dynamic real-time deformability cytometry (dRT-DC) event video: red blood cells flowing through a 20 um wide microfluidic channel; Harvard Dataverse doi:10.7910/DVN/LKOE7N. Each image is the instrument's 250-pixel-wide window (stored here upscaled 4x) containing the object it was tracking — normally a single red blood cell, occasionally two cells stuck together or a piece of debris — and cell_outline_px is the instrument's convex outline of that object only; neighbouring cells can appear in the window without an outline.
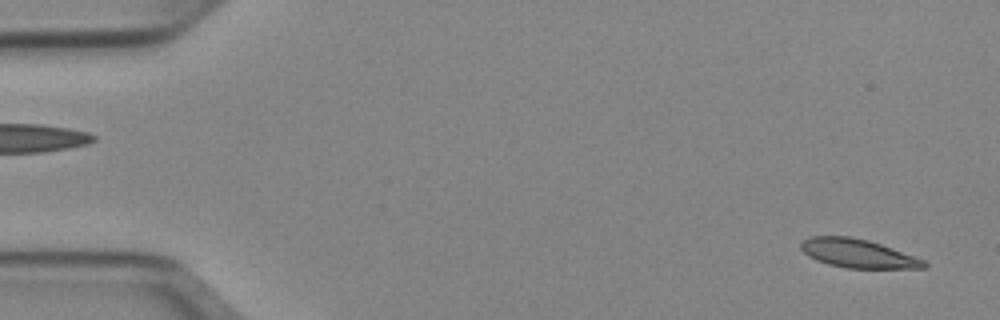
{"species": "Egyptian fruit bat (a non-hibernating species)", "species_latin": "Rousettus aegyptiacus", "temperature_condition": "cold", "stored_images_in_passage": 14, "camera_frame_rate_fps": 3000, "um_per_image_px": 0.085, "animal": {"sex": "female"}, "frame": {"image": 1, "passage_image": 2, "time_ms": 0.333, "image_size_px": [1000, 320], "cell_outline_px": [[928, 268], [848, 268], [828, 264], [816, 260], [808, 256], [800, 248], [800, 244], [808, 236], [852, 236], [868, 240], [880, 244], [924, 260], [928, 264]], "centroid_in_image_um": [72.89, 21.54], "position_along_channel_um": 12.1, "area_um2": 20.46}}